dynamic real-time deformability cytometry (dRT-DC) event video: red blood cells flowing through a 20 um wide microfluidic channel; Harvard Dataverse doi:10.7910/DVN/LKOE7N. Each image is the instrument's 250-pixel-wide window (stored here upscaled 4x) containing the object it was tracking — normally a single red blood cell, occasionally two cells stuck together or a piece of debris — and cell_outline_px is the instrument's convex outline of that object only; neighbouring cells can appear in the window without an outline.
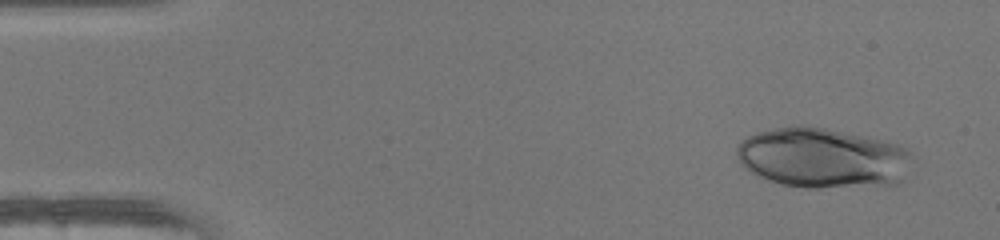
{"species": "human", "species_latin": "Homo sapiens", "temperature_condition": "warm", "stored_images_in_passage": 45, "camera_frame_rate_fps": 3000, "um_per_image_px": 0.085, "donor": {"sex": "female"}, "frame": {"image": 1, "passage_image": 1, "time_ms": 0.0, "image_size_px": [1000, 240], "cell_outline_px": [[908, 156], [900, 180], [896, 184], [820, 188], [804, 188], [780, 184], [756, 176], [748, 172], [740, 164], [736, 156], [736, 148], [740, 140], [756, 132], [796, 124], [824, 128], [880, 140], [896, 144], [904, 148], [908, 152]], "centroid_in_image_um": [69.75, 13.43], "position_along_channel_um": 15.2, "area_um2": 60.92}}
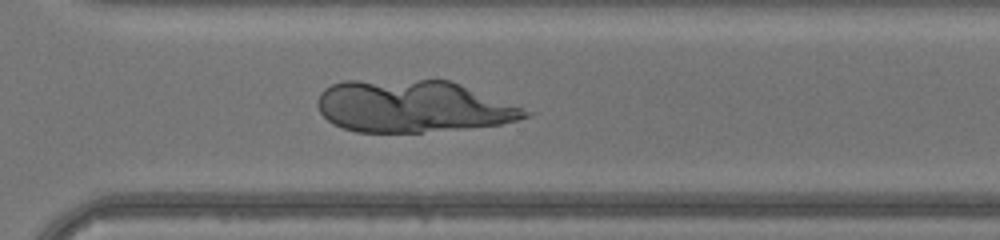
{"frame": {"image": 2, "passage_image": 32, "time_ms": 10.333, "image_size_px": [1000, 240], "cell_outline_px": [[536, 112], [528, 116], [516, 120], [500, 124], [464, 128], [420, 132], [356, 132], [332, 124], [320, 112], [316, 104], [316, 100], [320, 92], [324, 88], [332, 84], [344, 80], [448, 80], [460, 84]], "centroid_in_image_um": [35.06, 9.03], "position_along_channel_um": 335.5, "area_um2": 63.12}}
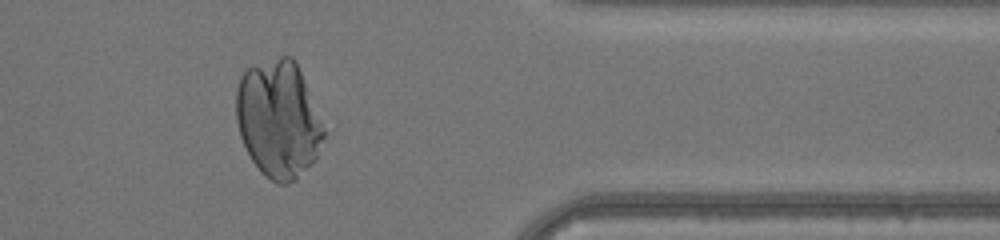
{"frame": {"image": 3, "passage_image": 37, "time_ms": 12.0, "image_size_px": [1000, 240], "cell_outline_px": [[324, 136], [316, 156], [312, 164], [296, 180], [284, 184], [276, 184], [264, 176], [260, 172], [252, 160], [240, 136], [236, 120], [236, 88], [240, 76], [248, 68], [280, 56], [292, 56], [300, 72], [324, 132]], "centroid_in_image_um": [23.62, 10.17], "position_along_channel_um": 387.8, "area_um2": 59.01}}